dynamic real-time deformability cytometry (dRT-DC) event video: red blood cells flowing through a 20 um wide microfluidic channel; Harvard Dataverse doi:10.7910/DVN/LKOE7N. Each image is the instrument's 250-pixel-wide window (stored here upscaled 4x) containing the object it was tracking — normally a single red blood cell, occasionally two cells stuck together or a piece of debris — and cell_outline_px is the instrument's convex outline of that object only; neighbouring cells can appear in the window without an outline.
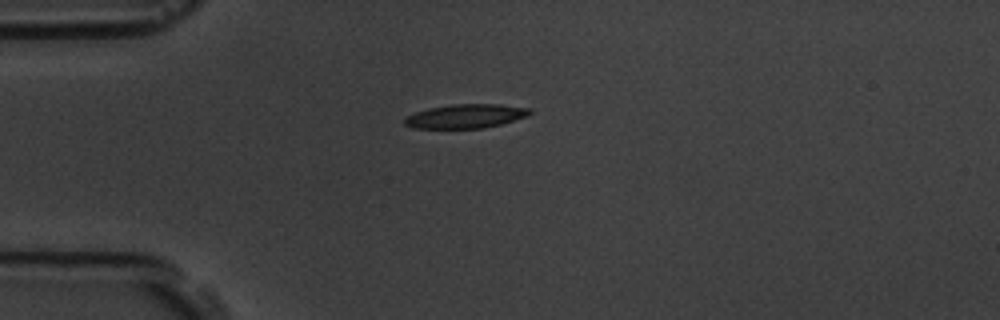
{"species": "common noctule bat (a hibernating species)", "species_latin": "Nyctalus noctula", "temperature_condition": "room temperature", "stored_images_in_passage": 7, "camera_frame_rate_fps": 3000, "um_per_image_px": 0.085, "animal": {"sex": "male", "body_mass_g": 19.5, "forearm_length_mm": 54.6}, "frame": {"image": 1, "passage_image": 1, "time_ms": 0.0, "image_size_px": [1000, 320], "cell_outline_px": [[532, 112], [528, 116], [500, 124], [484, 128], [412, 128], [404, 124], [404, 116], [428, 108], [452, 104], [500, 104], [532, 108]], "centroid_in_image_um": [39.58, 9.87], "position_along_channel_um": 45.4, "area_um2": 17.63}}
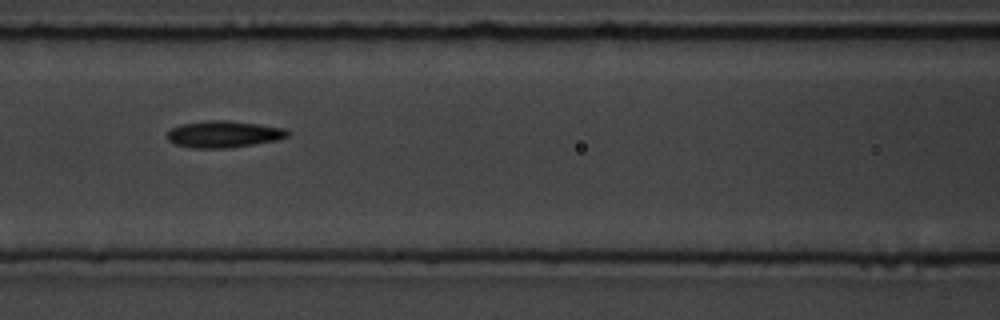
{"frame": {"image": 2, "passage_image": 4, "time_ms": 3.333, "image_size_px": [1000, 320], "cell_outline_px": [[292, 132], [288, 136], [276, 140], [252, 144], [224, 148], [192, 148], [176, 144], [168, 140], [168, 132], [172, 128], [180, 124], [208, 120], [224, 120], [256, 124], [284, 128]], "centroid_in_image_um": [19.0, 11.4], "position_along_channel_um": 147.6, "area_um2": 18.5}}
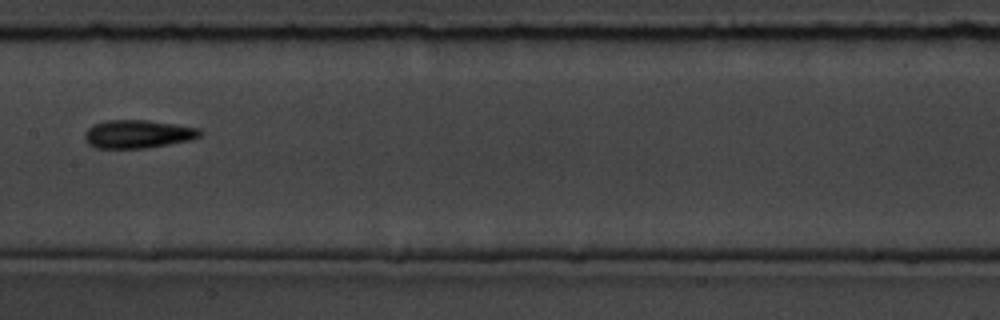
{"frame": {"image": 3, "passage_image": 5, "time_ms": 4.667, "image_size_px": [1000, 320], "cell_outline_px": [[204, 132], [200, 136], [192, 140], [144, 148], [96, 148], [88, 144], [84, 140], [84, 132], [92, 124], [104, 120], [148, 120], [200, 128]], "centroid_in_image_um": [11.7, 11.39], "position_along_channel_um": 195.7, "area_um2": 19.19}}